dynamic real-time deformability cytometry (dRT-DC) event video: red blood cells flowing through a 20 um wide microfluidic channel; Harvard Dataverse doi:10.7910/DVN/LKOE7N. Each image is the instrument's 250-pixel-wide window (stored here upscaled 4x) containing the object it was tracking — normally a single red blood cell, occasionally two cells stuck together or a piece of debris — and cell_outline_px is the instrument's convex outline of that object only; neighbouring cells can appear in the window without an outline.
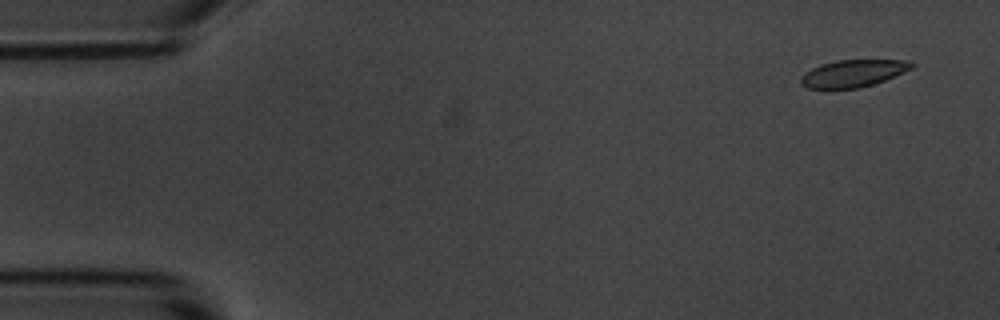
{"species": "common noctule bat (a hibernating species)", "species_latin": "Nyctalus noctula", "temperature_condition": "room temperature", "stored_images_in_passage": 4, "camera_frame_rate_fps": 3000, "um_per_image_px": 0.085, "animal": {"sex": "male", "body_mass_g": 20.1, "forearm_length_mm": 53.5}, "frame": {"image": 1, "passage_image": 1, "time_ms": 0.0, "image_size_px": [1000, 320], "cell_outline_px": [[916, 64], [912, 68], [904, 72], [884, 80], [860, 88], [832, 92], [828, 92], [808, 88], [800, 84], [800, 76], [804, 72], [820, 64], [836, 60], [912, 60]], "centroid_in_image_um": [72.43, 6.28], "position_along_channel_um": 12.6, "area_um2": 18.44}}